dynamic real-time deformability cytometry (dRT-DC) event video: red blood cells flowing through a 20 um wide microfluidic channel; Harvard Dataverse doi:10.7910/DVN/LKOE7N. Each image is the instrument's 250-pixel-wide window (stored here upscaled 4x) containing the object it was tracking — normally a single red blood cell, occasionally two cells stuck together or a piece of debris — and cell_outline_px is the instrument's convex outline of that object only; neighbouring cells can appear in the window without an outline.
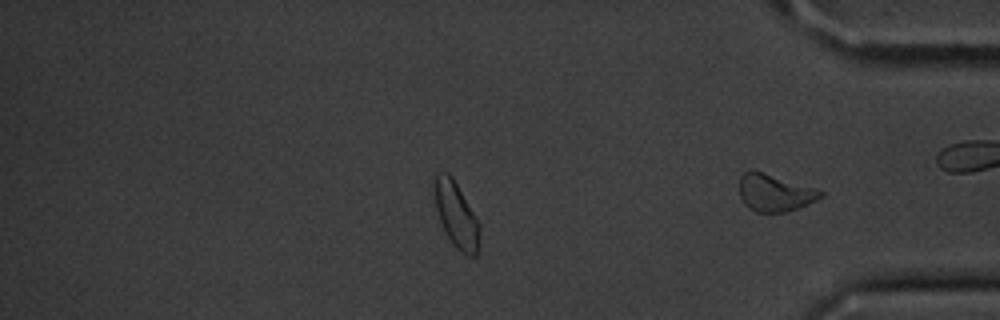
{"species": "common noctule bat (a hibernating species)", "species_latin": "Nyctalus noctula", "temperature_condition": "cold", "stored_images_in_passage": 38, "camera_frame_rate_fps": 3000, "um_per_image_px": 0.085, "animal": {"sex": "male", "body_mass_g": 20.1, "forearm_length_mm": 53.5}, "frame": {"image": 1, "passage_image": 38, "time_ms": 12.333, "image_size_px": [1000, 320], "cell_outline_px": [[824, 196], [808, 204], [788, 212], [756, 212], [748, 208], [744, 204], [740, 196], [740, 176], [744, 172], [760, 172], [812, 188], [824, 192]], "centroid_in_image_um": [65.83, 16.44], "position_along_channel_um": 369.4, "area_um2": 17.05}, "authors_computed_cell_mechanics": {"area_um2": 17.4267, "velocity_mm_per_s": 3.6028, "shape_relaxation_time_tau1_ms": 2.759, "shape_relaxation_time_tau2_ms": 7.8706, "deformation_change_tau1": 0.0986, "deformation_change_tau2": 0.153}}